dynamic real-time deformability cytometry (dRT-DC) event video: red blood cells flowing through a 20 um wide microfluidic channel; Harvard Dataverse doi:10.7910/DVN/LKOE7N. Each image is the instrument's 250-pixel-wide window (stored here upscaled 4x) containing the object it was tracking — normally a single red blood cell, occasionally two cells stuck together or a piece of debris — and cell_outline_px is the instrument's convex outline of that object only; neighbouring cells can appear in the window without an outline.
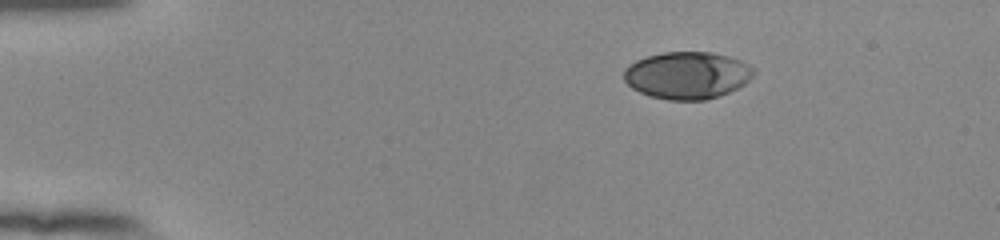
{"species": "human", "species_latin": "Homo sapiens", "temperature_condition": "room temperature", "stored_images_in_passage": 46, "camera_frame_rate_fps": 3000, "um_per_image_px": 0.085, "donor": {"sex": "female"}, "frame": {"image": 1, "passage_image": 1, "time_ms": 0.0, "image_size_px": [1000, 240], "cell_outline_px": [[756, 72], [744, 84], [720, 96], [704, 100], [668, 100], [652, 96], [640, 92], [632, 88], [624, 80], [624, 68], [628, 64], [636, 60], [648, 56], [664, 52], [712, 52], [728, 56], [740, 60], [756, 68]], "centroid_in_image_um": [58.42, 6.39], "position_along_channel_um": 26.6, "area_um2": 35.78}}
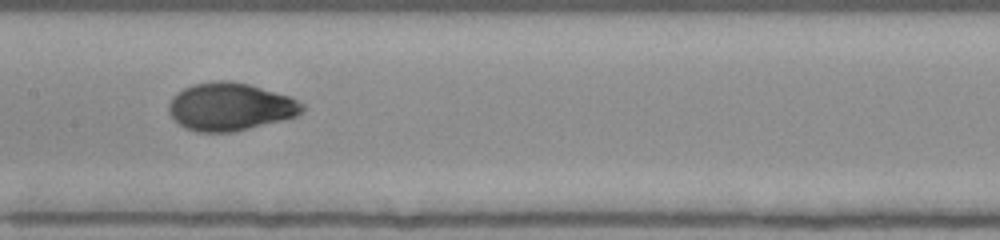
{"frame": {"image": 2, "passage_image": 20, "time_ms": 6.333, "image_size_px": [1000, 240], "cell_outline_px": [[304, 108], [296, 116], [232, 132], [196, 132], [184, 128], [168, 112], [168, 104], [172, 96], [176, 92], [192, 84], [216, 80], [228, 80], [248, 84], [288, 96], [304, 104]], "centroid_in_image_um": [19.5, 9.06], "position_along_channel_um": 187.9, "area_um2": 36.93}}
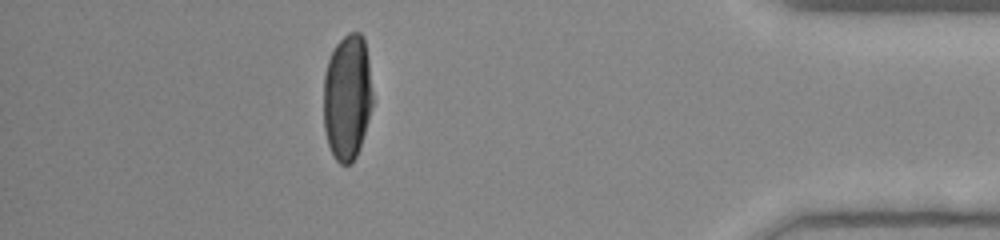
{"frame": {"image": 3, "passage_image": 40, "time_ms": 13.0, "image_size_px": [1000, 240], "cell_outline_px": [[372, 104], [364, 132], [356, 156], [352, 164], [340, 164], [336, 160], [328, 144], [324, 128], [324, 76], [328, 60], [336, 44], [348, 32], [360, 32], [364, 36], [368, 56], [372, 92]], "centroid_in_image_um": [29.51, 8.23], "position_along_channel_um": 405.7, "area_um2": 35.89}, "authors_computed_cell_mechanics": {"area_um2": 36.5007, "velocity_mm_per_s": 3.8734, "shape_relaxation_time_tau1_ms": 4.3585, "shape_relaxation_time_tau2_ms": null, "deformation_change_tau1": 0.2023, "deformation_change_tau2": null}}